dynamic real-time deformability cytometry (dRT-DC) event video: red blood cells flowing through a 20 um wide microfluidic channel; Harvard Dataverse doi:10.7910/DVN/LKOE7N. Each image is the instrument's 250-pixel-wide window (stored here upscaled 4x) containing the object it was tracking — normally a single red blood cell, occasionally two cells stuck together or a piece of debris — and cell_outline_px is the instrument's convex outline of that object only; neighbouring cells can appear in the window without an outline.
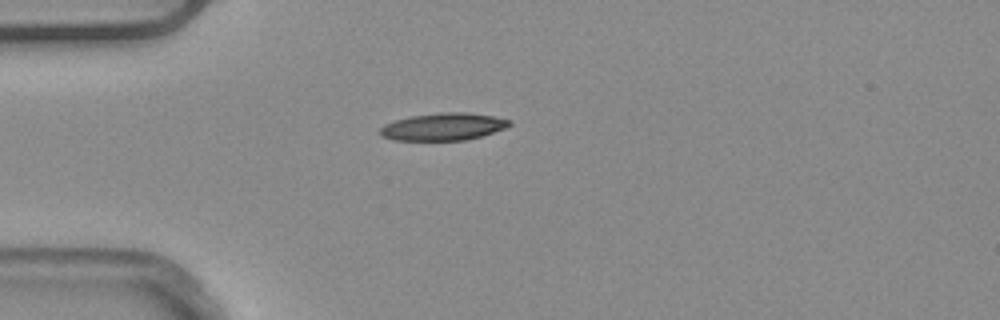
{"species": "common noctule bat (a hibernating species)", "species_latin": "Nyctalus noctula", "temperature_condition": "warm", "stored_images_in_passage": 1, "camera_frame_rate_fps": 3000, "um_per_image_px": 0.085, "animal": {"sex": "male", "body_mass_g": 20.4}, "frame": {"image": 1, "passage_image": 1, "time_ms": 0.0, "image_size_px": [1000, 320], "cell_outline_px": [[512, 124], [504, 128], [480, 136], [464, 140], [392, 140], [380, 136], [376, 132], [384, 124], [396, 120], [412, 116], [440, 112], [464, 112], [492, 116], [512, 120]], "centroid_in_image_um": [37.62, 10.77], "position_along_channel_um": 47.4, "area_um2": 20.58}}